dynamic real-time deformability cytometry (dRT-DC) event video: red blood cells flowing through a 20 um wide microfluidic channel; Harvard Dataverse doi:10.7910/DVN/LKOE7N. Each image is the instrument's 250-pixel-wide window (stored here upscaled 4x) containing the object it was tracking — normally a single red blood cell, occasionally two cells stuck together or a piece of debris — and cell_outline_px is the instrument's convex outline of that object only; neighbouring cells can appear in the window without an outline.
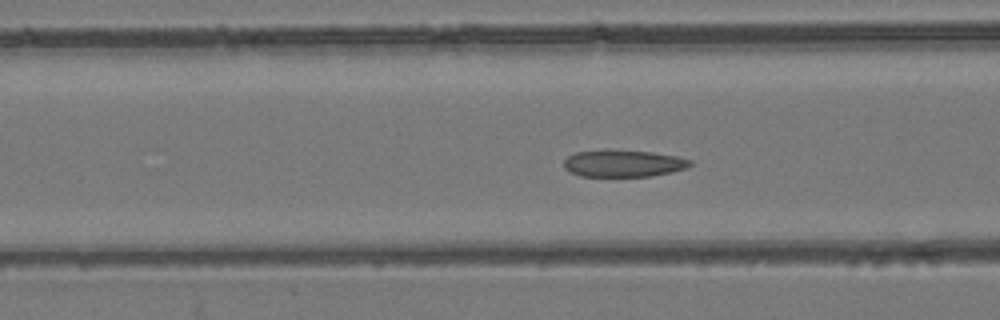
{"species": "common noctule bat (a hibernating species)", "species_latin": "Nyctalus noctula", "temperature_condition": "room temperature", "stored_images_in_passage": 57, "camera_frame_rate_fps": 3000, "um_per_image_px": 0.085, "animal": {"sex": "female", "body_mass_g": 24.6, "forearm_length_mm": 56.2}, "frame": {"image": 1, "passage_image": 23, "time_ms": 7.333, "image_size_px": [1000, 320], "cell_outline_px": [[692, 164], [688, 168], [672, 172], [652, 176], [580, 176], [564, 168], [564, 160], [568, 156], [576, 152], [608, 148], [652, 152], [676, 156], [692, 160]], "centroid_in_image_um": [52.99, 13.87], "position_along_channel_um": 113.6, "area_um2": 20.23}}
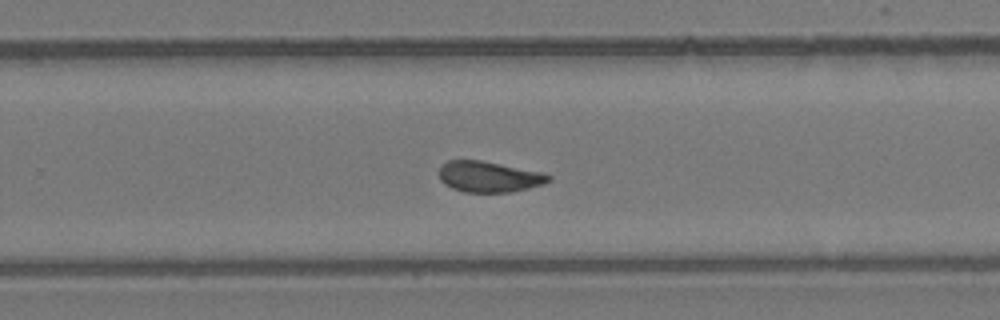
{"frame": {"image": 2, "passage_image": 37, "time_ms": 12.0, "image_size_px": [1000, 320], "cell_outline_px": [[552, 180], [544, 184], [512, 192], [464, 192], [452, 188], [444, 184], [440, 180], [440, 168], [448, 160], [480, 160], [540, 172], [552, 176]], "centroid_in_image_um": [41.57, 15.03], "position_along_channel_um": 288.2, "area_um2": 19.54}}
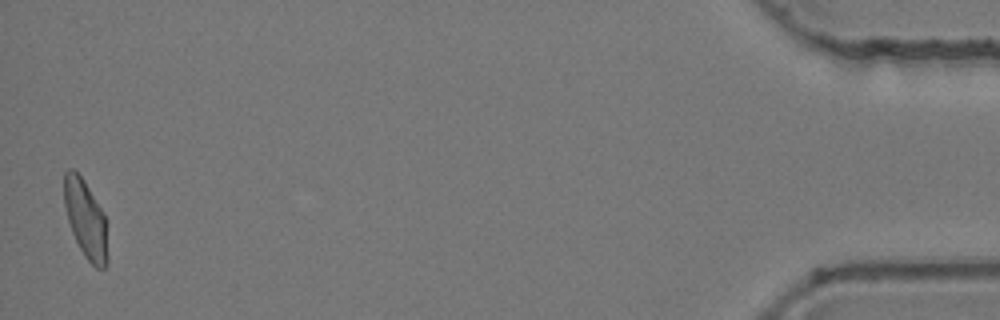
{"frame": {"image": 3, "passage_image": 56, "time_ms": 18.333, "image_size_px": [1000, 320], "cell_outline_px": [[108, 264], [104, 268], [96, 268], [84, 256], [72, 232], [68, 220], [64, 204], [64, 172], [68, 168], [72, 168], [84, 180], [100, 208], [104, 216], [108, 256]], "centroid_in_image_um": [7.27, 18.64], "position_along_channel_um": 427.9, "area_um2": 19.48}, "authors_computed_cell_mechanics": {"area_um2": 20.4034, "velocity_mm_per_s": 3.7486, "shape_relaxation_time_tau1_ms": null, "shape_relaxation_time_tau2_ms": 2.509, "deformation_change_tau1": null, "deformation_change_tau2": 0.0744}}